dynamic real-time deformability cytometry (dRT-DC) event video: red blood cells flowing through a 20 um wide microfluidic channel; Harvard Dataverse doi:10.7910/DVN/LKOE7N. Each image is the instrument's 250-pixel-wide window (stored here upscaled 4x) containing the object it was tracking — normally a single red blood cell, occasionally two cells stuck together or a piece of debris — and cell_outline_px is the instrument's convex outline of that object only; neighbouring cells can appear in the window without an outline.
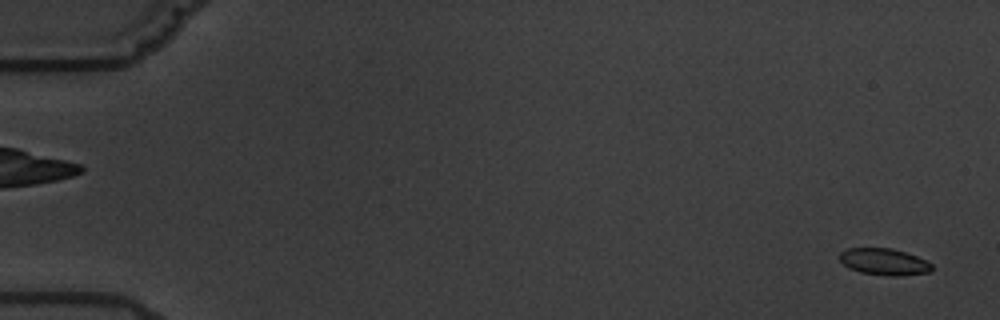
{"species": "common noctule bat (a hibernating species)", "species_latin": "Nyctalus noctula", "temperature_condition": "warm", "stored_images_in_passage": 2, "camera_frame_rate_fps": 3000, "um_per_image_px": 0.085, "animal": {"sex": "male", "body_mass_g": 19.5, "forearm_length_mm": 54.6}, "frame": {"image": 1, "passage_image": 2, "time_ms": 1.333, "image_size_px": [1000, 320], "cell_outline_px": [[932, 272], [900, 276], [888, 276], [860, 272], [848, 268], [840, 260], [840, 252], [844, 248], [892, 248], [916, 256], [932, 264]], "centroid_in_image_um": [75.13, 22.25], "position_along_channel_um": 9.9, "area_um2": 14.39}}